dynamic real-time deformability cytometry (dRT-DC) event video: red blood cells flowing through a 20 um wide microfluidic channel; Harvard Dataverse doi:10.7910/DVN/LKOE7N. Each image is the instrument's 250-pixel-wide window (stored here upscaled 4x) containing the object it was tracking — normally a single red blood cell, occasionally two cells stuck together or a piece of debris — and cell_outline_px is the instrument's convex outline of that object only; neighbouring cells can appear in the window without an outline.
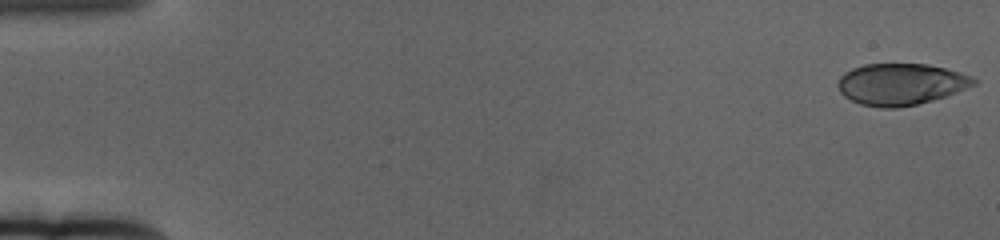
{"species": "human", "species_latin": "Homo sapiens", "temperature_condition": "cold", "stored_images_in_passage": 61, "camera_frame_rate_fps": 3000, "um_per_image_px": 0.085, "donor": {"sex": "female"}, "frame": {"image": 1, "passage_image": 1, "time_ms": 0.0, "image_size_px": [1000, 240], "cell_outline_px": [[980, 80], [976, 84], [948, 96], [916, 104], [896, 108], [880, 108], [860, 104], [844, 96], [840, 92], [836, 84], [840, 76], [844, 72], [852, 68], [864, 64], [928, 64], [960, 72], [972, 76]], "centroid_in_image_um": [76.58, 7.15], "position_along_channel_um": 8.4, "area_um2": 33.18}}
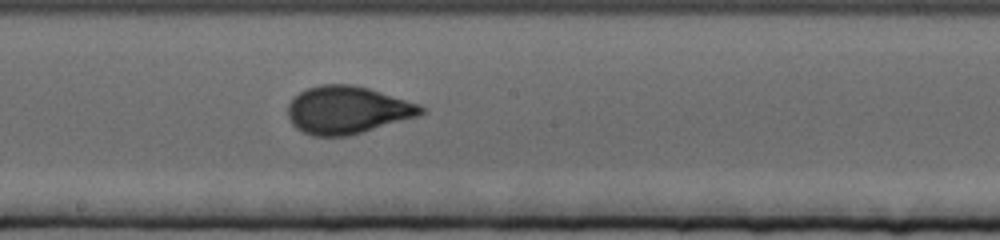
{"frame": {"image": 2, "passage_image": 34, "time_ms": 11.0, "image_size_px": [1000, 240], "cell_outline_px": [[428, 108], [420, 116], [348, 136], [312, 136], [296, 128], [292, 124], [288, 116], [288, 104], [300, 92], [308, 88], [320, 84], [352, 84], [368, 88], [420, 104]], "centroid_in_image_um": [29.56, 9.35], "position_along_channel_um": 218.6, "area_um2": 37.05}}
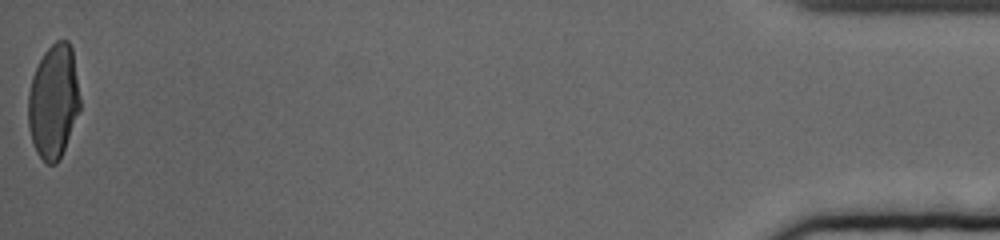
{"frame": {"image": 3, "passage_image": 61, "time_ms": 20.0, "image_size_px": [1000, 240], "cell_outline_px": [[80, 108], [64, 148], [56, 164], [48, 164], [36, 152], [32, 140], [28, 124], [28, 92], [32, 76], [44, 52], [56, 40], [68, 40], [72, 48], [80, 96]], "centroid_in_image_um": [4.54, 8.59], "position_along_channel_um": 430.7, "area_um2": 34.16}, "authors_computed_cell_mechanics": {"area_um2": 35.1424, "velocity_mm_per_s": 3.3508, "shape_relaxation_time_tau1_ms": 4.4149, "shape_relaxation_time_tau2_ms": null, "deformation_change_tau1": 0.1911, "deformation_change_tau2": null}}